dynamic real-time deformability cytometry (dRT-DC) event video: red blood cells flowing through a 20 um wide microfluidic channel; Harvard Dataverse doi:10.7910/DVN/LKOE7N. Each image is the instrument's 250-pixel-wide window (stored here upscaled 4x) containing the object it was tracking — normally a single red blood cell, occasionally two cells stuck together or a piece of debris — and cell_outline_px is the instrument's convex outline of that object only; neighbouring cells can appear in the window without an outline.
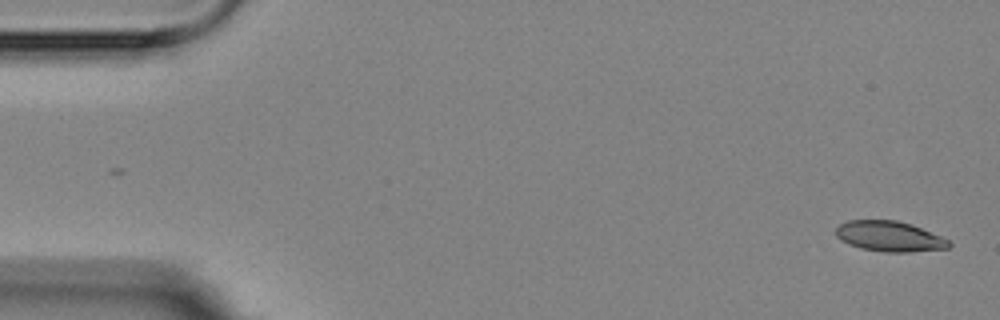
{"species": "Egyptian fruit bat (a non-hibernating species)", "species_latin": "Rousettus aegyptiacus", "temperature_condition": "room temperature", "stored_images_in_passage": 6, "camera_frame_rate_fps": 3000, "um_per_image_px": 0.085, "animal": {"sex": "female"}, "frame": {"image": 1, "passage_image": 1, "time_ms": 0.0, "image_size_px": [1000, 320], "cell_outline_px": [[952, 244], [948, 248], [908, 252], [884, 252], [860, 248], [848, 244], [840, 240], [836, 236], [836, 228], [840, 224], [848, 220], [896, 220], [912, 224], [940, 236], [948, 240]], "centroid_in_image_um": [75.58, 20.09], "position_along_channel_um": 9.4, "area_um2": 20.0}}